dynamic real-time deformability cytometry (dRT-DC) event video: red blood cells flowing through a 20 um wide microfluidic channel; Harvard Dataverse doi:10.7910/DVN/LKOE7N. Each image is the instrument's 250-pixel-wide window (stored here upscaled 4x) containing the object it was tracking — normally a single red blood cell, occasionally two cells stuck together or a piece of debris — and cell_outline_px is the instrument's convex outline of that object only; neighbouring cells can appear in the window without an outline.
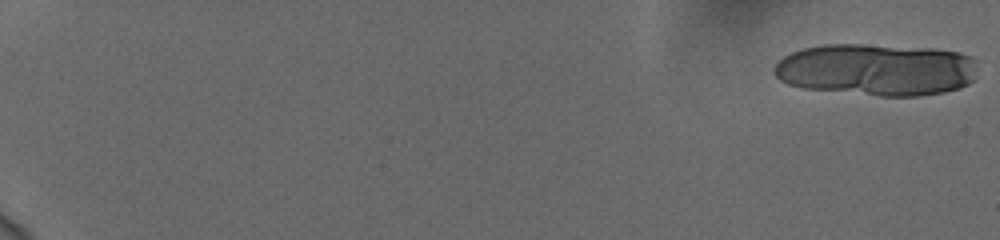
{"species": "human", "species_latin": "Homo sapiens", "temperature_condition": "cold", "stored_images_in_passage": 20, "camera_frame_rate_fps": 3000, "um_per_image_px": 0.085, "donor": {"sex": "female"}, "frame": {"image": 1, "passage_image": 1, "time_ms": 0.0, "image_size_px": [1000, 240], "cell_outline_px": [[972, 80], [968, 84], [960, 88], [944, 92], [920, 96], [880, 96], [804, 88], [788, 84], [780, 80], [772, 72], [772, 68], [784, 56], [792, 52], [804, 48], [824, 44], [860, 44], [932, 48], [960, 52], [972, 56]], "centroid_in_image_um": [74.44, 5.92], "position_along_channel_um": 10.6, "area_um2": 61.73}}